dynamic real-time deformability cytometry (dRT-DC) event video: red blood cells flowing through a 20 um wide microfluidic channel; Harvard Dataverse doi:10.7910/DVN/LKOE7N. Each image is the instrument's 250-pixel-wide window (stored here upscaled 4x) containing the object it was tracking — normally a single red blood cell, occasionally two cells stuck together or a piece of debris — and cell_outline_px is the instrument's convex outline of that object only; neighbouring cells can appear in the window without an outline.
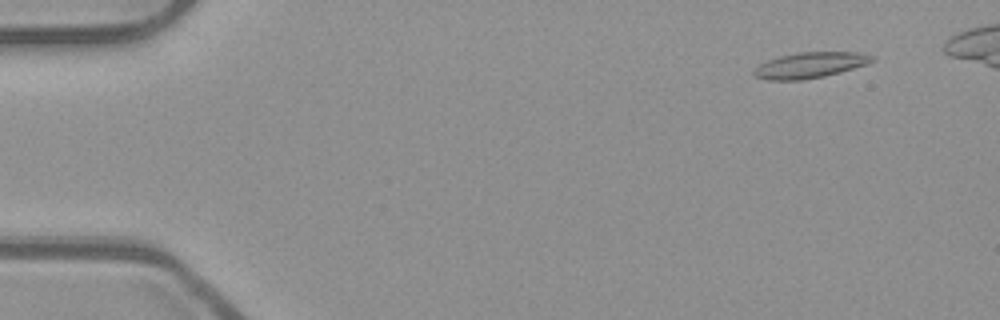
{"species": "common noctule bat (a hibernating species)", "species_latin": "Nyctalus noctula", "temperature_condition": "room temperature", "stored_images_in_passage": 50, "camera_frame_rate_fps": 3000, "um_per_image_px": 0.085, "animal": {"sex": "male", "body_mass_g": 23.1, "forearm_length_mm": 52.7}, "frame": {"image": 1, "passage_image": 5, "time_ms": 1.333, "image_size_px": [1000, 320], "cell_outline_px": [[876, 60], [868, 64], [840, 72], [824, 76], [800, 80], [768, 80], [756, 76], [752, 72], [760, 64], [768, 60], [780, 56], [800, 52], [860, 52], [872, 56]], "centroid_in_image_um": [68.88, 5.53], "position_along_channel_um": 16.1, "area_um2": 17.57}}
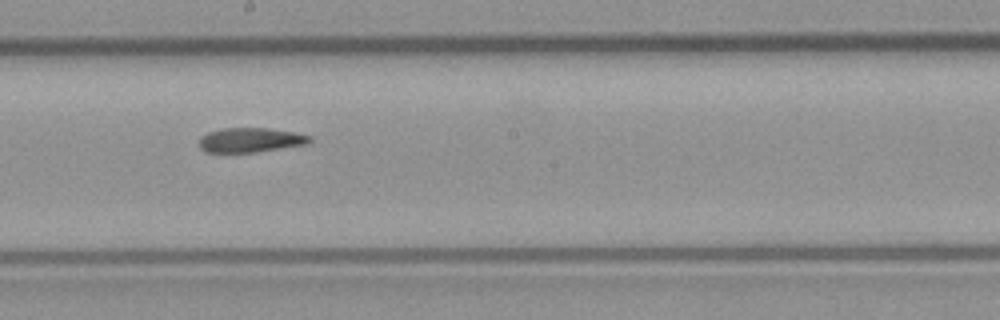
{"frame": {"image": 2, "passage_image": 30, "time_ms": 9.667, "image_size_px": [1000, 320], "cell_outline_px": [[312, 140], [308, 144], [256, 152], [204, 152], [200, 148], [200, 136], [208, 132], [220, 128], [268, 128], [296, 132], [312, 136]], "centroid_in_image_um": [21.31, 11.89], "position_along_channel_um": 226.9, "area_um2": 15.95}}
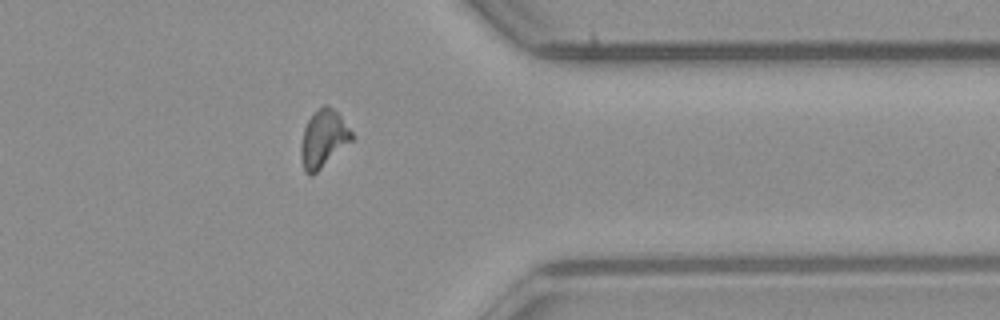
{"frame": {"image": 3, "passage_image": 43, "time_ms": 14.0, "image_size_px": [1000, 320], "cell_outline_px": [[352, 140], [312, 176], [308, 176], [304, 172], [300, 156], [300, 144], [304, 128], [308, 120], [324, 104], [328, 104], [340, 116], [352, 132]], "centroid_in_image_um": [27.45, 11.83], "position_along_channel_um": 384.0, "area_um2": 16.76}, "authors_computed_cell_mechanics": {"area_um2": 16.7042, "velocity_mm_per_s": 3.8889, "shape_relaxation_time_tau1_ms": null, "shape_relaxation_time_tau2_ms": 4.0321, "deformation_change_tau1": null, "deformation_change_tau2": 0.1152}}